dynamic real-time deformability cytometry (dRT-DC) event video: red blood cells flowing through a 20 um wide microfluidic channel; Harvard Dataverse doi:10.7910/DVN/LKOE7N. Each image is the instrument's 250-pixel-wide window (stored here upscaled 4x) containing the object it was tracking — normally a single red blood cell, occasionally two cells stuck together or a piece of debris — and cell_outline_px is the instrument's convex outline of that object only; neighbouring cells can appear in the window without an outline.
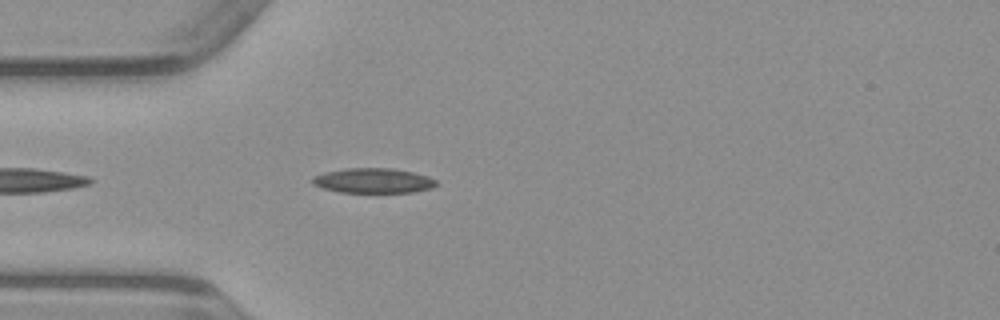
{"species": "common noctule bat (a hibernating species)", "species_latin": "Nyctalus noctula", "temperature_condition": "warm", "stored_images_in_passage": 16, "camera_frame_rate_fps": 3000, "um_per_image_px": 0.085, "animal": {"sex": "male", "body_mass_g": 23.1, "forearm_length_mm": 52.7}, "frame": {"image": 1, "passage_image": 3, "time_ms": 0.667, "image_size_px": [1000, 320], "cell_outline_px": [[440, 184], [432, 188], [416, 192], [340, 192], [324, 188], [312, 184], [312, 176], [324, 172], [344, 168], [392, 168], [412, 172], [428, 176], [436, 180]], "centroid_in_image_um": [31.75, 15.35], "position_along_channel_um": 53.3, "area_um2": 18.09}}
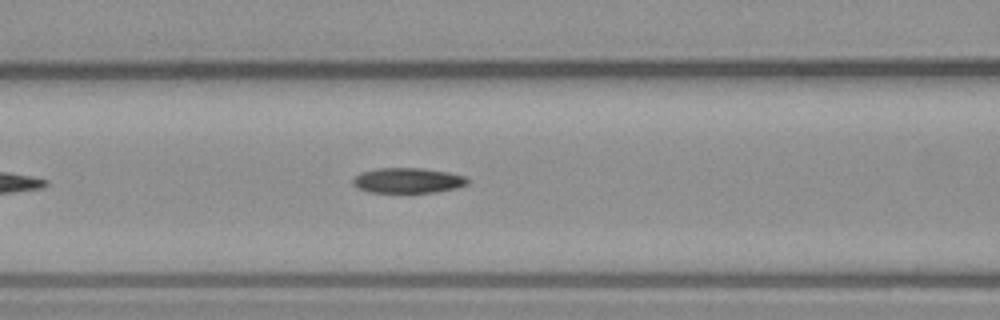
{"frame": {"image": 2, "passage_image": 9, "time_ms": 2.667, "image_size_px": [1000, 320], "cell_outline_px": [[468, 184], [456, 188], [432, 192], [368, 192], [352, 184], [352, 180], [360, 172], [376, 168], [420, 168], [448, 172], [468, 176]], "centroid_in_image_um": [34.67, 15.33], "position_along_channel_um": 131.9, "area_um2": 16.82}}
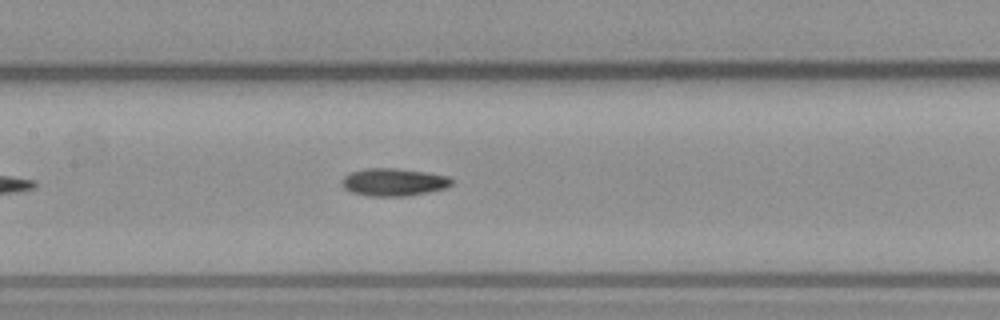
{"frame": {"image": 3, "passage_image": 12, "time_ms": 3.667, "image_size_px": [1000, 320], "cell_outline_px": [[452, 184], [444, 188], [404, 196], [372, 196], [352, 192], [344, 188], [340, 180], [348, 172], [364, 168], [396, 168], [428, 172], [448, 176], [452, 180]], "centroid_in_image_um": [33.41, 15.45], "position_along_channel_um": 174.0, "area_um2": 17.63}}